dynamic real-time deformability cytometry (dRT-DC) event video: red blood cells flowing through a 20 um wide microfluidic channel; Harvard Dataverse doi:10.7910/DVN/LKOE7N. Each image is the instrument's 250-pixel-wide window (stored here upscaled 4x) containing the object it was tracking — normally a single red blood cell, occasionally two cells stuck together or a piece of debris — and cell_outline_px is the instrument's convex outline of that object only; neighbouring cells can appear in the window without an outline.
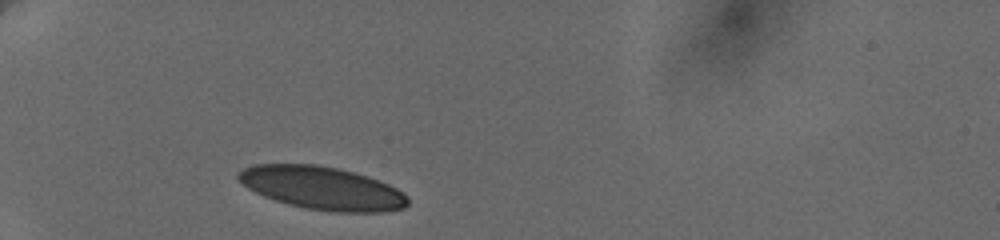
{"species": "human", "species_latin": "Homo sapiens", "temperature_condition": "cold", "stored_images_in_passage": 7, "camera_frame_rate_fps": 3000, "um_per_image_px": 0.085, "donor": {"sex": "female"}, "frame": {"image": 1, "passage_image": 1, "time_ms": 0.0, "image_size_px": [1000, 240], "cell_outline_px": [[408, 204], [404, 208], [384, 212], [336, 212], [304, 208], [288, 204], [264, 196], [248, 188], [236, 176], [236, 172], [244, 168], [256, 164], [316, 164], [336, 168], [368, 176], [380, 180], [396, 188], [408, 196]], "centroid_in_image_um": [27.4, 15.99], "position_along_channel_um": 57.6, "area_um2": 42.43}}
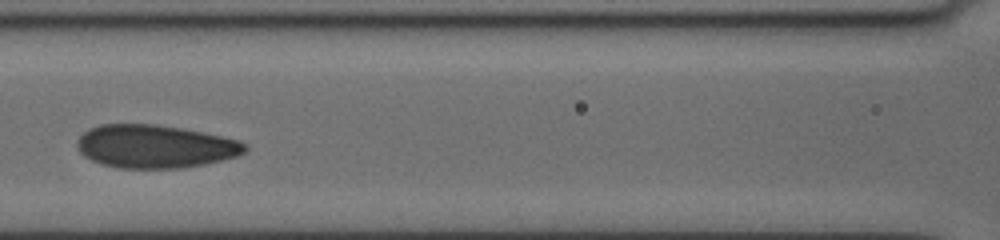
{"frame": {"image": 2, "passage_image": 4, "time_ms": 3.333, "image_size_px": [1000, 240], "cell_outline_px": [[248, 148], [244, 152], [236, 156], [224, 160], [184, 168], [116, 168], [100, 164], [84, 156], [76, 148], [76, 140], [88, 128], [100, 124], [156, 124], [180, 128], [220, 136], [236, 140], [248, 144]], "centroid_in_image_um": [13.14, 12.45], "position_along_channel_um": 153.5, "area_um2": 42.37}}
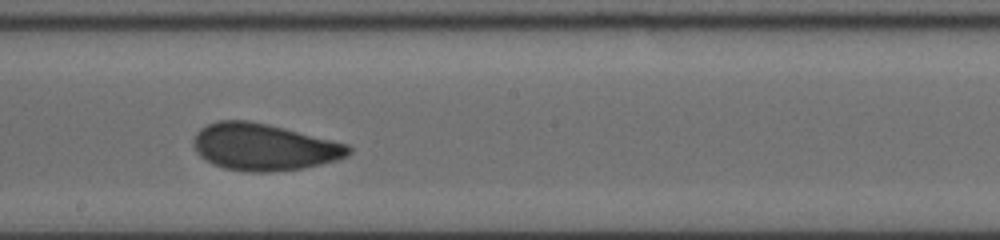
{"frame": {"image": 3, "passage_image": 6, "time_ms": 5.333, "image_size_px": [1000, 240], "cell_outline_px": [[352, 152], [348, 156], [336, 160], [304, 168], [272, 172], [252, 172], [224, 168], [212, 164], [200, 156], [196, 152], [196, 132], [200, 128], [216, 120], [248, 120], [268, 124], [348, 144], [352, 148]], "centroid_in_image_um": [22.45, 12.5], "position_along_channel_um": 225.7, "area_um2": 42.19}}